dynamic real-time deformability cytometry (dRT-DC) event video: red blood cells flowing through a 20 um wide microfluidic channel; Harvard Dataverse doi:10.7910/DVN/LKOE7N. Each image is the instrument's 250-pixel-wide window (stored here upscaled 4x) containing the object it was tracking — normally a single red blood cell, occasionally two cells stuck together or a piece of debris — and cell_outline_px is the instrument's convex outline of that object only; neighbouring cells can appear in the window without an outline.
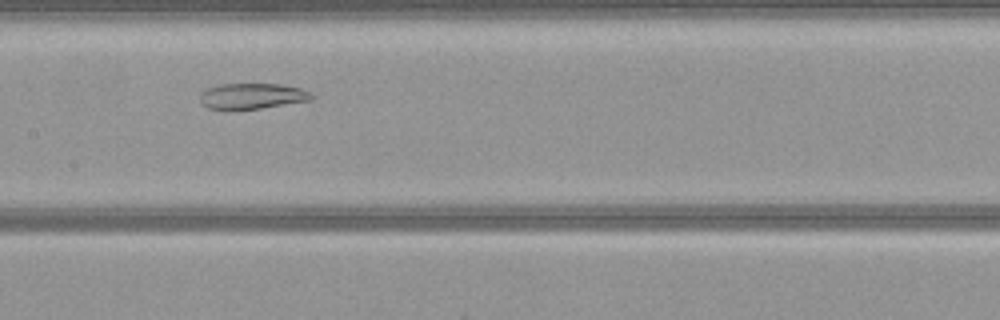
{"species": "common noctule bat (a hibernating species)", "species_latin": "Nyctalus noctula", "temperature_condition": "warm", "stored_images_in_passage": 45, "segment_of_instrument_passage": [2, 2], "camera_frame_rate_fps": 3000, "um_per_image_px": 0.085, "animal": {"sex": "female", "body_mass_g": 21.9}, "frame": {"image": 1, "passage_image": 18, "time_ms": 5.667, "image_size_px": [1000, 320], "cell_outline_px": [[312, 100], [236, 112], [232, 112], [208, 108], [200, 100], [200, 96], [208, 88], [220, 84], [280, 84], [300, 88], [308, 92], [312, 96]], "centroid_in_image_um": [21.39, 8.2], "position_along_channel_um": 186.0, "area_um2": 16.99}}
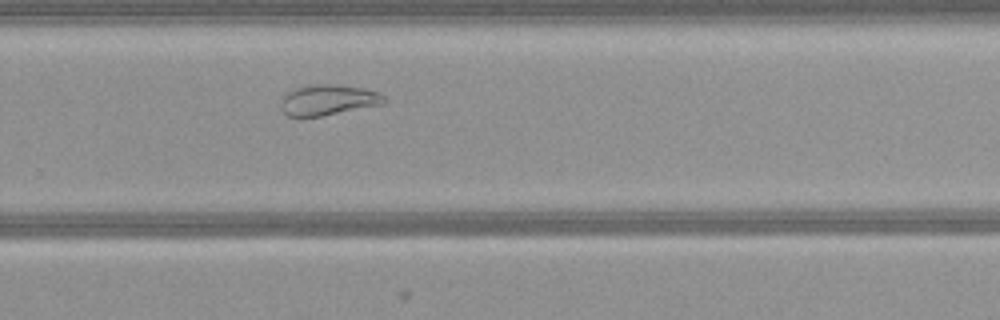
{"frame": {"image": 2, "passage_image": 27, "time_ms": 8.667, "image_size_px": [1000, 320], "cell_outline_px": [[388, 100], [384, 104], [320, 116], [288, 116], [280, 108], [280, 100], [288, 92], [296, 88], [316, 84], [332, 84], [364, 88], [380, 92]], "centroid_in_image_um": [27.92, 8.49], "position_along_channel_um": 301.9, "area_um2": 18.38}}
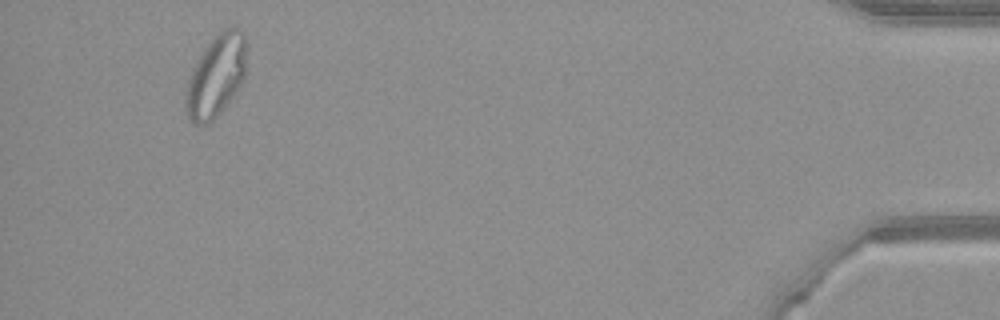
{"frame": {"image": 3, "passage_image": 42, "time_ms": 13.667, "image_size_px": [1000, 320], "cell_outline_px": [[244, 76], [236, 92], [216, 116], [208, 124], [196, 124], [188, 116], [184, 108], [184, 92], [192, 68], [204, 48], [224, 28], [240, 28], [244, 32]], "centroid_in_image_um": [18.31, 6.48], "position_along_channel_um": 416.9, "area_um2": 28.5}}